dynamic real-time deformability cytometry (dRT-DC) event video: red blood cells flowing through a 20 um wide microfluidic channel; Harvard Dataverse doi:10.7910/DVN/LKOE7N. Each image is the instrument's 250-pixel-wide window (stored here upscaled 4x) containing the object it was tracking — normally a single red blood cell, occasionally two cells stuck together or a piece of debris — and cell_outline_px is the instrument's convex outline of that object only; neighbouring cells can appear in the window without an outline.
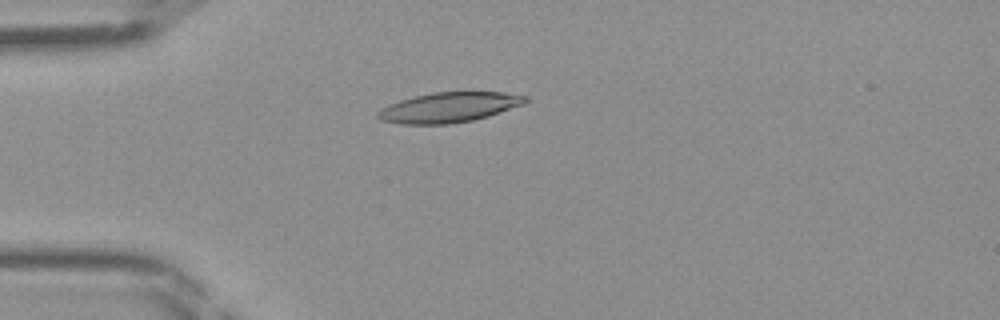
{"species": "Egyptian fruit bat (a non-hibernating species)", "species_latin": "Rousettus aegyptiacus", "temperature_condition": "room temperature", "stored_images_in_passage": 37, "camera_frame_rate_fps": 3000, "um_per_image_px": 0.085, "frame": {"image": 1, "passage_image": 4, "time_ms": 1.0, "image_size_px": [1000, 320], "cell_outline_px": [[528, 100], [524, 104], [488, 116], [472, 120], [448, 124], [400, 124], [380, 120], [376, 116], [376, 112], [380, 108], [388, 104], [400, 100], [432, 92], [504, 92], [528, 96]], "centroid_in_image_um": [38.14, 9.12], "position_along_channel_um": 46.9, "area_um2": 25.89}}
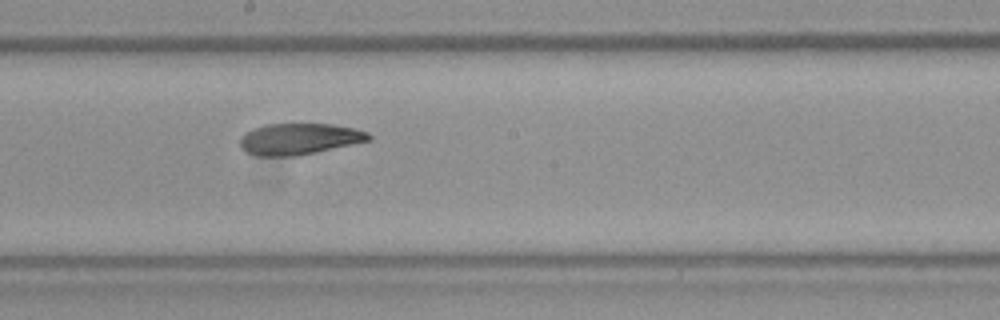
{"frame": {"image": 2, "passage_image": 17, "time_ms": 5.333, "image_size_px": [1000, 320], "cell_outline_px": [[372, 140], [300, 156], [260, 156], [248, 152], [240, 148], [240, 136], [244, 132], [252, 128], [264, 124], [332, 124], [356, 128], [368, 132], [372, 136]], "centroid_in_image_um": [25.44, 11.81], "position_along_channel_um": 222.8, "area_um2": 23.87}}
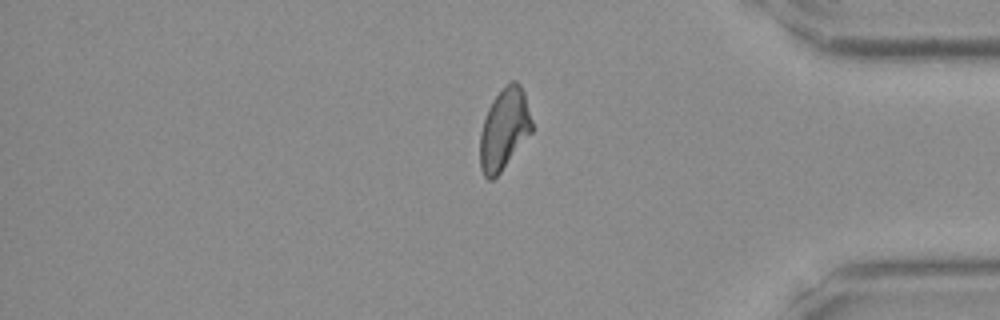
{"frame": {"image": 3, "passage_image": 30, "time_ms": 9.667, "image_size_px": [1000, 320], "cell_outline_px": [[532, 132], [500, 172], [492, 180], [488, 180], [484, 176], [480, 168], [480, 132], [488, 108], [492, 100], [512, 80], [516, 80], [520, 84], [524, 92], [532, 120]], "centroid_in_image_um": [42.85, 10.99], "position_along_channel_um": 392.3, "area_um2": 24.33}}